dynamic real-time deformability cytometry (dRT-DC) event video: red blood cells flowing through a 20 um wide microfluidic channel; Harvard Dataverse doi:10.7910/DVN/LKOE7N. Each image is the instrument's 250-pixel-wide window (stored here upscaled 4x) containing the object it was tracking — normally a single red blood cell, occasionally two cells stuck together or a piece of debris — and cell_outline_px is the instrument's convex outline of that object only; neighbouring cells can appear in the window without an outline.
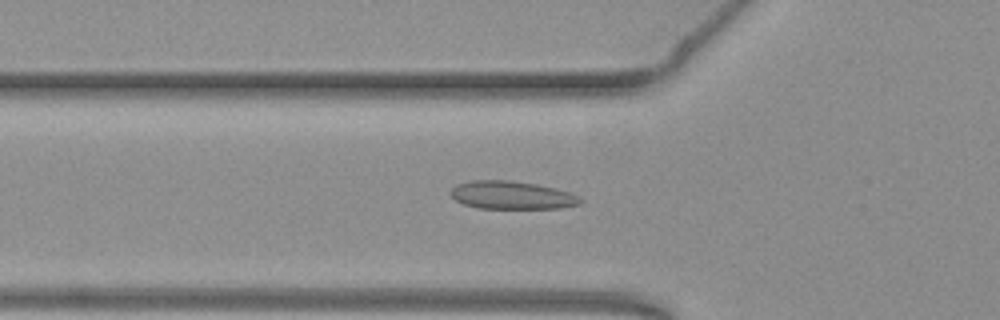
{"species": "common noctule bat (a hibernating species)", "species_latin": "Nyctalus noctula", "temperature_condition": "warm", "stored_images_in_passage": 51, "camera_frame_rate_fps": 3000, "um_per_image_px": 0.085, "animal": {"sex": "female", "body_mass_g": 19.3, "forearm_length_mm": 54.1}, "frame": {"image": 1, "passage_image": 16, "time_ms": 5.0, "image_size_px": [1000, 320], "cell_outline_px": [[584, 200], [580, 204], [560, 208], [476, 208], [464, 204], [456, 200], [452, 196], [452, 188], [456, 184], [472, 180], [508, 180], [536, 184], [556, 188], [572, 192], [580, 196]], "centroid_in_image_um": [43.56, 16.59], "position_along_channel_um": 82.2, "area_um2": 21.27}}
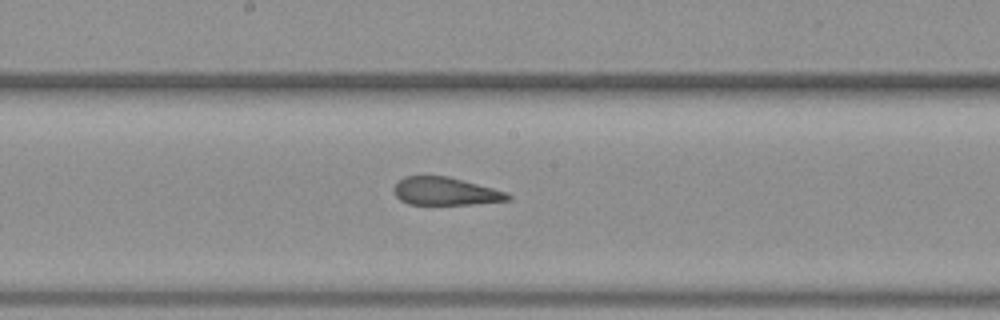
{"frame": {"image": 2, "passage_image": 26, "time_ms": 8.333, "image_size_px": [1000, 320], "cell_outline_px": [[512, 200], [472, 204], [408, 204], [400, 200], [396, 196], [396, 184], [404, 176], [448, 176], [492, 188], [504, 192], [512, 196]], "centroid_in_image_um": [37.88, 16.26], "position_along_channel_um": 210.3, "area_um2": 18.21}}
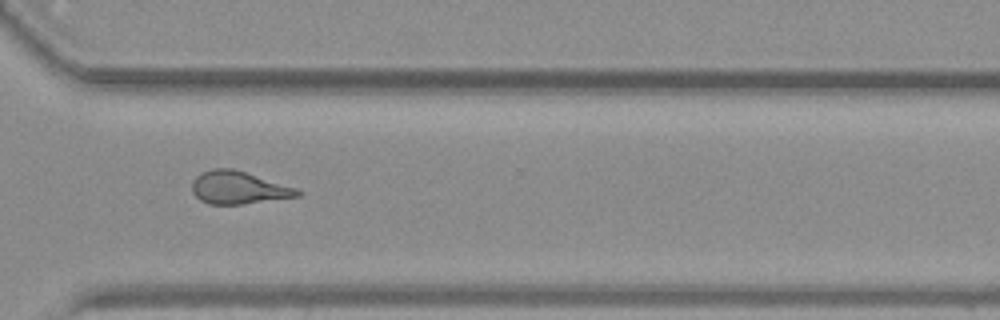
{"frame": {"image": 3, "passage_image": 37, "time_ms": 12.0, "image_size_px": [1000, 320], "cell_outline_px": [[304, 192], [300, 196], [240, 204], [208, 204], [200, 200], [192, 192], [192, 180], [200, 172], [212, 168], [232, 168], [296, 188]], "centroid_in_image_um": [20.23, 15.95], "position_along_channel_um": 350.4, "area_um2": 20.0}, "authors_computed_cell_mechanics": {"area_um2": 20.5768, "velocity_mm_per_s": 3.8204, "shape_relaxation_time_tau1_ms": null, "shape_relaxation_time_tau2_ms": 1.1297, "deformation_change_tau1": null, "deformation_change_tau2": 0.066}}